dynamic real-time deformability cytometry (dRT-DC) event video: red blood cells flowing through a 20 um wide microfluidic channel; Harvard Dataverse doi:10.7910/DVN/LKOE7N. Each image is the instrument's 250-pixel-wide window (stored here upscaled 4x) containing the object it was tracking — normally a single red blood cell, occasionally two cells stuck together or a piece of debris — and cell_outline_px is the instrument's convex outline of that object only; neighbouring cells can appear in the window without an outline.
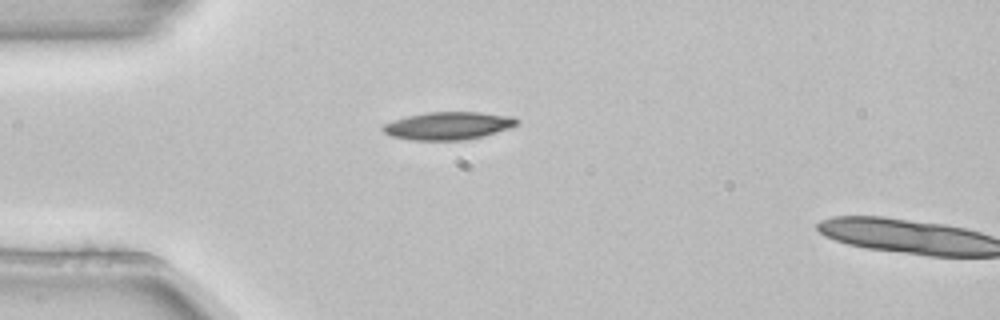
{"species": "common noctule bat (a hibernating species)", "species_latin": "Nyctalus noctula", "temperature_condition": "room temperature", "stored_images_in_passage": 2, "camera_frame_rate_fps": 3000, "um_per_image_px": 0.085, "animal": {"sex": "female", "body_mass_g": 22.7, "forearm_length_mm": 54.2}, "frame": {"image": 1, "passage_image": 1, "time_ms": 0.0, "image_size_px": [1000, 320], "cell_outline_px": [[520, 120], [516, 124], [508, 128], [496, 132], [464, 140], [412, 140], [392, 136], [384, 132], [380, 128], [384, 124], [408, 116], [428, 112], [480, 112], [512, 116]], "centroid_in_image_um": [38.1, 10.68], "position_along_channel_um": 46.9, "area_um2": 21.39}}